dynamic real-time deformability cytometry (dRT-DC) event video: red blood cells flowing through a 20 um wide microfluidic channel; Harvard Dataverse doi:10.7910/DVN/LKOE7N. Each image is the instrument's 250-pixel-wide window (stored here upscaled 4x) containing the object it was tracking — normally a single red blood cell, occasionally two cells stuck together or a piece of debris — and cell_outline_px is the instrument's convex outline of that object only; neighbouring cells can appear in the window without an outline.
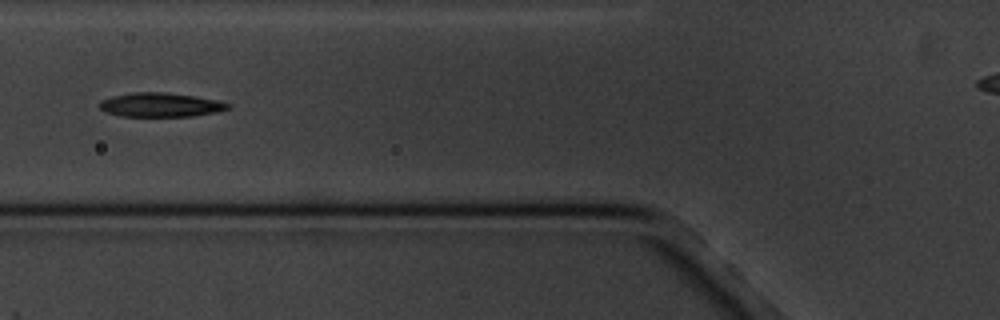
{"species": "common noctule bat (a hibernating species)", "species_latin": "Nyctalus noctula", "temperature_condition": "cold", "stored_images_in_passage": 10, "camera_frame_rate_fps": 3000, "um_per_image_px": 0.085, "animal": {"sex": "male", "body_mass_g": 20.1, "forearm_length_mm": 53.5}, "frame": {"image": 1, "passage_image": 5, "time_ms": 5.667, "image_size_px": [1000, 320], "cell_outline_px": [[232, 108], [216, 112], [192, 116], [120, 116], [104, 112], [96, 104], [100, 100], [112, 96], [132, 92], [164, 92], [196, 96], [216, 100], [232, 104]], "centroid_in_image_um": [13.62, 8.91], "position_along_channel_um": 112.2, "area_um2": 18.26}}
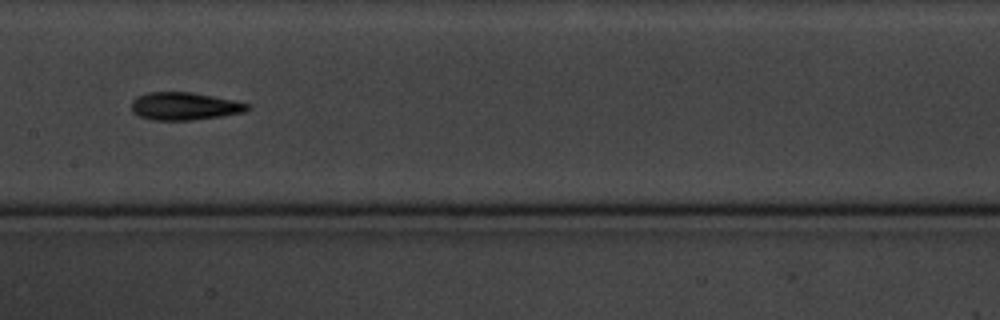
{"frame": {"image": 2, "passage_image": 7, "time_ms": 8.0, "image_size_px": [1000, 320], "cell_outline_px": [[252, 108], [244, 112], [220, 116], [192, 120], [148, 120], [132, 112], [132, 100], [136, 96], [148, 92], [192, 92], [236, 100], [252, 104]], "centroid_in_image_um": [15.71, 9.02], "position_along_channel_um": 191.7, "area_um2": 19.02}}
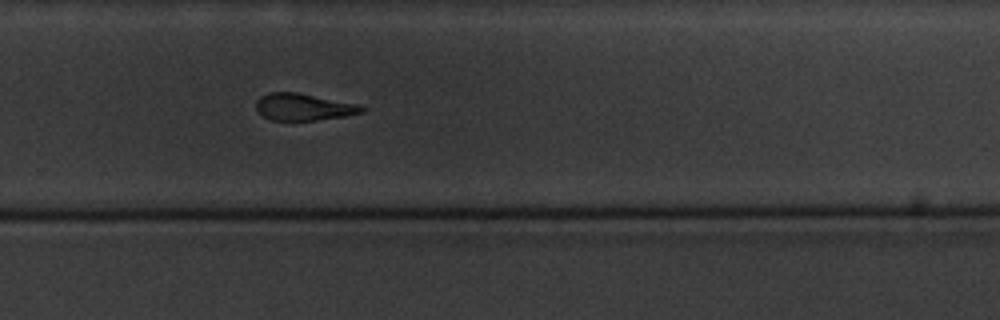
{"frame": {"image": 3, "passage_image": 10, "time_ms": 11.333, "image_size_px": [1000, 320], "cell_outline_px": [[368, 108], [364, 112], [344, 116], [316, 120], [272, 120], [264, 116], [256, 108], [256, 100], [260, 96], [268, 92], [296, 92], [356, 104]], "centroid_in_image_um": [25.79, 9.09], "position_along_channel_um": 304.0, "area_um2": 16.42}}